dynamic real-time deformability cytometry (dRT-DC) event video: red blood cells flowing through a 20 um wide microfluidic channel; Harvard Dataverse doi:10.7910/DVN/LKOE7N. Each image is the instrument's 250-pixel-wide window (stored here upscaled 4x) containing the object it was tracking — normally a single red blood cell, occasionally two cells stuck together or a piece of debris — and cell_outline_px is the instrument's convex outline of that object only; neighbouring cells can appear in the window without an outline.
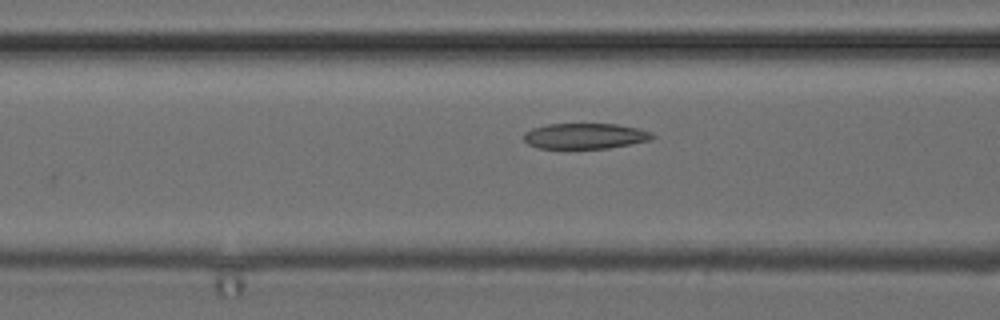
{"species": "common noctule bat (a hibernating species)", "species_latin": "Nyctalus noctula", "temperature_condition": "cold", "stored_images_in_passage": 19, "camera_frame_rate_fps": 3000, "um_per_image_px": 0.085, "animal": {"sex": "female", "body_mass_g": 24.6, "forearm_length_mm": 56.2}, "frame": {"image": 1, "passage_image": 4, "time_ms": 1.0, "image_size_px": [1000, 320], "cell_outline_px": [[656, 136], [648, 140], [608, 148], [536, 148], [528, 144], [524, 140], [524, 132], [532, 128], [548, 124], [616, 124], [640, 128], [652, 132]], "centroid_in_image_um": [49.71, 11.55], "position_along_channel_um": 116.9, "area_um2": 19.13}}
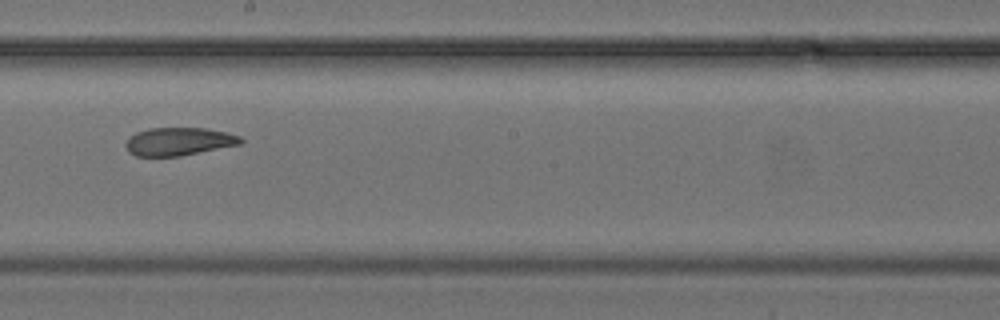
{"frame": {"image": 2, "passage_image": 13, "time_ms": 4.0, "image_size_px": [1000, 320], "cell_outline_px": [[244, 140], [240, 144], [180, 156], [136, 156], [128, 152], [124, 144], [136, 132], [148, 128], [204, 128], [228, 132], [240, 136]], "centroid_in_image_um": [15.2, 12.02], "position_along_channel_um": 233.0, "area_um2": 18.73}}
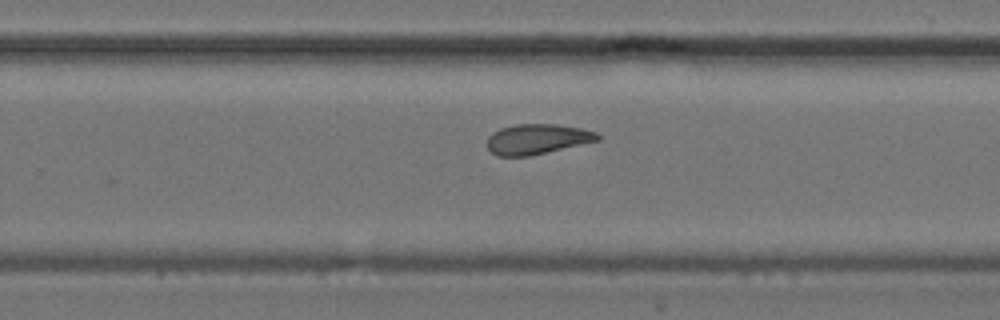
{"frame": {"image": 3, "passage_image": 17, "time_ms": 5.333, "image_size_px": [1000, 320], "cell_outline_px": [[600, 140], [532, 156], [496, 156], [488, 148], [488, 136], [492, 132], [500, 128], [516, 124], [556, 124], [580, 128], [596, 132], [600, 136]], "centroid_in_image_um": [45.66, 11.83], "position_along_channel_um": 284.1, "area_um2": 19.54}}